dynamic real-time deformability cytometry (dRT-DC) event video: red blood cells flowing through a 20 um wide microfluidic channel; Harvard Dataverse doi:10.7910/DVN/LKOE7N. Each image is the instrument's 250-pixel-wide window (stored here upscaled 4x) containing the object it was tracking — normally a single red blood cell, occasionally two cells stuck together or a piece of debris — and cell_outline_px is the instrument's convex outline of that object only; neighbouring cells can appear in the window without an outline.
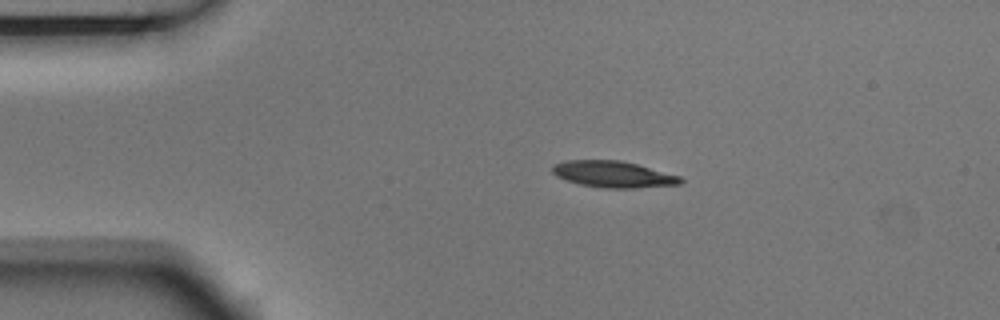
{"species": "Egyptian fruit bat (a non-hibernating species)", "species_latin": "Rousettus aegyptiacus", "temperature_condition": "room temperature", "stored_images_in_passage": 4, "camera_frame_rate_fps": 3000, "um_per_image_px": 0.085, "animal": {"sex": "male"}, "frame": {"image": 1, "passage_image": 2, "time_ms": 0.333, "image_size_px": [1000, 320], "cell_outline_px": [[684, 180], [680, 184], [636, 188], [604, 188], [580, 184], [556, 176], [552, 172], [552, 168], [556, 164], [568, 160], [620, 160], [636, 164], [680, 176]], "centroid_in_image_um": [52.14, 14.82], "position_along_channel_um": 32.9, "area_um2": 19.48}}
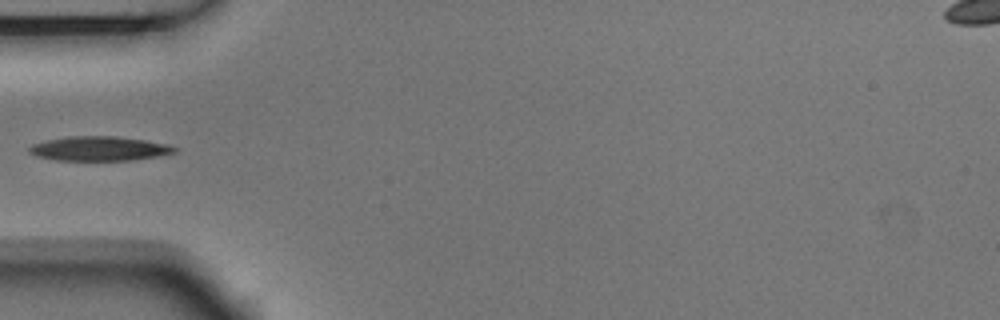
{"frame": {"image": 2, "passage_image": 4, "time_ms": 1.0, "image_size_px": [1000, 320], "cell_outline_px": [[180, 148], [176, 152], [160, 156], [132, 160], [56, 160], [36, 156], [28, 152], [28, 148], [32, 144], [48, 140], [68, 136], [116, 136], [144, 140], [168, 144]], "centroid_in_image_um": [8.47, 12.63], "position_along_channel_um": 76.5, "area_um2": 20.75}}